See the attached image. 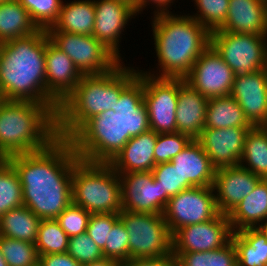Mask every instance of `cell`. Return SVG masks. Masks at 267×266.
<instances>
[{
    "label": "cell",
    "instance_id": "6da1fadb",
    "mask_svg": "<svg viewBox=\"0 0 267 266\" xmlns=\"http://www.w3.org/2000/svg\"><path fill=\"white\" fill-rule=\"evenodd\" d=\"M22 185L23 205L42 219H56L72 202V175L80 160L69 139L6 159Z\"/></svg>",
    "mask_w": 267,
    "mask_h": 266
},
{
    "label": "cell",
    "instance_id": "7a4b0ae2",
    "mask_svg": "<svg viewBox=\"0 0 267 266\" xmlns=\"http://www.w3.org/2000/svg\"><path fill=\"white\" fill-rule=\"evenodd\" d=\"M143 70L120 93L113 110L88 119L70 138L80 160L109 163L135 136L150 129L143 100Z\"/></svg>",
    "mask_w": 267,
    "mask_h": 266
},
{
    "label": "cell",
    "instance_id": "3957f363",
    "mask_svg": "<svg viewBox=\"0 0 267 266\" xmlns=\"http://www.w3.org/2000/svg\"><path fill=\"white\" fill-rule=\"evenodd\" d=\"M46 30L0 43L3 100L58 105L46 92Z\"/></svg>",
    "mask_w": 267,
    "mask_h": 266
},
{
    "label": "cell",
    "instance_id": "277c9868",
    "mask_svg": "<svg viewBox=\"0 0 267 266\" xmlns=\"http://www.w3.org/2000/svg\"><path fill=\"white\" fill-rule=\"evenodd\" d=\"M190 14L153 15L152 30L159 70L157 78H185L200 55L210 46V32ZM155 74V75H154ZM159 74V75H158Z\"/></svg>",
    "mask_w": 267,
    "mask_h": 266
},
{
    "label": "cell",
    "instance_id": "5b68a950",
    "mask_svg": "<svg viewBox=\"0 0 267 266\" xmlns=\"http://www.w3.org/2000/svg\"><path fill=\"white\" fill-rule=\"evenodd\" d=\"M120 61L110 71L99 75H83L75 89L59 105L57 131L69 139L88 119L113 110L120 93L138 76V70Z\"/></svg>",
    "mask_w": 267,
    "mask_h": 266
},
{
    "label": "cell",
    "instance_id": "8992f818",
    "mask_svg": "<svg viewBox=\"0 0 267 266\" xmlns=\"http://www.w3.org/2000/svg\"><path fill=\"white\" fill-rule=\"evenodd\" d=\"M58 108L59 105L3 100L0 103V159L49 147L59 138Z\"/></svg>",
    "mask_w": 267,
    "mask_h": 266
},
{
    "label": "cell",
    "instance_id": "52a82bcc",
    "mask_svg": "<svg viewBox=\"0 0 267 266\" xmlns=\"http://www.w3.org/2000/svg\"><path fill=\"white\" fill-rule=\"evenodd\" d=\"M73 203L91 214L123 210L119 174L108 163L79 160L72 175Z\"/></svg>",
    "mask_w": 267,
    "mask_h": 266
},
{
    "label": "cell",
    "instance_id": "ba28073f",
    "mask_svg": "<svg viewBox=\"0 0 267 266\" xmlns=\"http://www.w3.org/2000/svg\"><path fill=\"white\" fill-rule=\"evenodd\" d=\"M119 219L129 235V260L172 254V234L163 214L122 210Z\"/></svg>",
    "mask_w": 267,
    "mask_h": 266
},
{
    "label": "cell",
    "instance_id": "9c48e42d",
    "mask_svg": "<svg viewBox=\"0 0 267 266\" xmlns=\"http://www.w3.org/2000/svg\"><path fill=\"white\" fill-rule=\"evenodd\" d=\"M210 45L235 75L267 68V35L216 30L210 34Z\"/></svg>",
    "mask_w": 267,
    "mask_h": 266
},
{
    "label": "cell",
    "instance_id": "30bf717a",
    "mask_svg": "<svg viewBox=\"0 0 267 266\" xmlns=\"http://www.w3.org/2000/svg\"><path fill=\"white\" fill-rule=\"evenodd\" d=\"M50 40L76 65L82 75H99L113 69L120 60L93 35L47 31Z\"/></svg>",
    "mask_w": 267,
    "mask_h": 266
},
{
    "label": "cell",
    "instance_id": "8fae6325",
    "mask_svg": "<svg viewBox=\"0 0 267 266\" xmlns=\"http://www.w3.org/2000/svg\"><path fill=\"white\" fill-rule=\"evenodd\" d=\"M219 214L213 186L191 187L169 198L163 212L167 226L176 230L214 219Z\"/></svg>",
    "mask_w": 267,
    "mask_h": 266
},
{
    "label": "cell",
    "instance_id": "7c38bea8",
    "mask_svg": "<svg viewBox=\"0 0 267 266\" xmlns=\"http://www.w3.org/2000/svg\"><path fill=\"white\" fill-rule=\"evenodd\" d=\"M143 85L150 129L155 133H176L178 78H157L143 72Z\"/></svg>",
    "mask_w": 267,
    "mask_h": 266
},
{
    "label": "cell",
    "instance_id": "4fadbf2b",
    "mask_svg": "<svg viewBox=\"0 0 267 266\" xmlns=\"http://www.w3.org/2000/svg\"><path fill=\"white\" fill-rule=\"evenodd\" d=\"M235 74L210 45L184 78L193 89L207 99L230 95Z\"/></svg>",
    "mask_w": 267,
    "mask_h": 266
},
{
    "label": "cell",
    "instance_id": "5bb4252c",
    "mask_svg": "<svg viewBox=\"0 0 267 266\" xmlns=\"http://www.w3.org/2000/svg\"><path fill=\"white\" fill-rule=\"evenodd\" d=\"M233 230L228 216L219 213L204 223L188 225L172 234V252L210 251L227 245Z\"/></svg>",
    "mask_w": 267,
    "mask_h": 266
},
{
    "label": "cell",
    "instance_id": "9a60e30c",
    "mask_svg": "<svg viewBox=\"0 0 267 266\" xmlns=\"http://www.w3.org/2000/svg\"><path fill=\"white\" fill-rule=\"evenodd\" d=\"M94 4L95 23L92 35L122 61L119 41L126 24L137 13L133 7L119 0H94Z\"/></svg>",
    "mask_w": 267,
    "mask_h": 266
},
{
    "label": "cell",
    "instance_id": "2e32d148",
    "mask_svg": "<svg viewBox=\"0 0 267 266\" xmlns=\"http://www.w3.org/2000/svg\"><path fill=\"white\" fill-rule=\"evenodd\" d=\"M252 127L204 128L196 139L216 168L238 166L247 132Z\"/></svg>",
    "mask_w": 267,
    "mask_h": 266
},
{
    "label": "cell",
    "instance_id": "e0dca14e",
    "mask_svg": "<svg viewBox=\"0 0 267 266\" xmlns=\"http://www.w3.org/2000/svg\"><path fill=\"white\" fill-rule=\"evenodd\" d=\"M230 96L253 127L263 126L267 121V68L235 75Z\"/></svg>",
    "mask_w": 267,
    "mask_h": 266
},
{
    "label": "cell",
    "instance_id": "ac0fdd59",
    "mask_svg": "<svg viewBox=\"0 0 267 266\" xmlns=\"http://www.w3.org/2000/svg\"><path fill=\"white\" fill-rule=\"evenodd\" d=\"M118 174L123 210L161 214V188L152 172Z\"/></svg>",
    "mask_w": 267,
    "mask_h": 266
},
{
    "label": "cell",
    "instance_id": "d6986e66",
    "mask_svg": "<svg viewBox=\"0 0 267 266\" xmlns=\"http://www.w3.org/2000/svg\"><path fill=\"white\" fill-rule=\"evenodd\" d=\"M46 92L60 105L79 84L83 75L74 62L49 38L46 31Z\"/></svg>",
    "mask_w": 267,
    "mask_h": 266
},
{
    "label": "cell",
    "instance_id": "ffe728a7",
    "mask_svg": "<svg viewBox=\"0 0 267 266\" xmlns=\"http://www.w3.org/2000/svg\"><path fill=\"white\" fill-rule=\"evenodd\" d=\"M260 180L240 165L216 169L213 188L219 213L228 215Z\"/></svg>",
    "mask_w": 267,
    "mask_h": 266
},
{
    "label": "cell",
    "instance_id": "44dd1931",
    "mask_svg": "<svg viewBox=\"0 0 267 266\" xmlns=\"http://www.w3.org/2000/svg\"><path fill=\"white\" fill-rule=\"evenodd\" d=\"M170 162L180 173L182 186L185 189L213 186L216 168L196 139H193Z\"/></svg>",
    "mask_w": 267,
    "mask_h": 266
},
{
    "label": "cell",
    "instance_id": "7402d4cb",
    "mask_svg": "<svg viewBox=\"0 0 267 266\" xmlns=\"http://www.w3.org/2000/svg\"><path fill=\"white\" fill-rule=\"evenodd\" d=\"M208 100L184 78H178L177 132L197 139L205 128Z\"/></svg>",
    "mask_w": 267,
    "mask_h": 266
},
{
    "label": "cell",
    "instance_id": "603a6c76",
    "mask_svg": "<svg viewBox=\"0 0 267 266\" xmlns=\"http://www.w3.org/2000/svg\"><path fill=\"white\" fill-rule=\"evenodd\" d=\"M157 133L149 129L132 137L108 163L117 173L152 172Z\"/></svg>",
    "mask_w": 267,
    "mask_h": 266
},
{
    "label": "cell",
    "instance_id": "cb8c5ba5",
    "mask_svg": "<svg viewBox=\"0 0 267 266\" xmlns=\"http://www.w3.org/2000/svg\"><path fill=\"white\" fill-rule=\"evenodd\" d=\"M218 30L267 35V3L261 0H229L226 20Z\"/></svg>",
    "mask_w": 267,
    "mask_h": 266
},
{
    "label": "cell",
    "instance_id": "d4e9b609",
    "mask_svg": "<svg viewBox=\"0 0 267 266\" xmlns=\"http://www.w3.org/2000/svg\"><path fill=\"white\" fill-rule=\"evenodd\" d=\"M227 216L233 232L259 227L267 219V179H261Z\"/></svg>",
    "mask_w": 267,
    "mask_h": 266
},
{
    "label": "cell",
    "instance_id": "484cf974",
    "mask_svg": "<svg viewBox=\"0 0 267 266\" xmlns=\"http://www.w3.org/2000/svg\"><path fill=\"white\" fill-rule=\"evenodd\" d=\"M95 23L94 0H74L62 3L56 23L47 31H63L92 35Z\"/></svg>",
    "mask_w": 267,
    "mask_h": 266
},
{
    "label": "cell",
    "instance_id": "4316f807",
    "mask_svg": "<svg viewBox=\"0 0 267 266\" xmlns=\"http://www.w3.org/2000/svg\"><path fill=\"white\" fill-rule=\"evenodd\" d=\"M238 266H267V234L259 227L233 232Z\"/></svg>",
    "mask_w": 267,
    "mask_h": 266
},
{
    "label": "cell",
    "instance_id": "83f0119b",
    "mask_svg": "<svg viewBox=\"0 0 267 266\" xmlns=\"http://www.w3.org/2000/svg\"><path fill=\"white\" fill-rule=\"evenodd\" d=\"M38 30L18 0L0 2V43L29 36Z\"/></svg>",
    "mask_w": 267,
    "mask_h": 266
},
{
    "label": "cell",
    "instance_id": "f1b7e54d",
    "mask_svg": "<svg viewBox=\"0 0 267 266\" xmlns=\"http://www.w3.org/2000/svg\"><path fill=\"white\" fill-rule=\"evenodd\" d=\"M253 127L238 102L230 95L208 100L205 128Z\"/></svg>",
    "mask_w": 267,
    "mask_h": 266
},
{
    "label": "cell",
    "instance_id": "f546056e",
    "mask_svg": "<svg viewBox=\"0 0 267 266\" xmlns=\"http://www.w3.org/2000/svg\"><path fill=\"white\" fill-rule=\"evenodd\" d=\"M41 219L26 206L11 209L0 217V236L36 243Z\"/></svg>",
    "mask_w": 267,
    "mask_h": 266
},
{
    "label": "cell",
    "instance_id": "4dcf8cb0",
    "mask_svg": "<svg viewBox=\"0 0 267 266\" xmlns=\"http://www.w3.org/2000/svg\"><path fill=\"white\" fill-rule=\"evenodd\" d=\"M239 165L267 179V131L262 126L252 127L247 132Z\"/></svg>",
    "mask_w": 267,
    "mask_h": 266
},
{
    "label": "cell",
    "instance_id": "1f68e13d",
    "mask_svg": "<svg viewBox=\"0 0 267 266\" xmlns=\"http://www.w3.org/2000/svg\"><path fill=\"white\" fill-rule=\"evenodd\" d=\"M176 266H238L237 252L232 240L215 250L172 252Z\"/></svg>",
    "mask_w": 267,
    "mask_h": 266
},
{
    "label": "cell",
    "instance_id": "d6a6232c",
    "mask_svg": "<svg viewBox=\"0 0 267 266\" xmlns=\"http://www.w3.org/2000/svg\"><path fill=\"white\" fill-rule=\"evenodd\" d=\"M21 206L23 195L19 176L6 159H0V217Z\"/></svg>",
    "mask_w": 267,
    "mask_h": 266
},
{
    "label": "cell",
    "instance_id": "836d02e7",
    "mask_svg": "<svg viewBox=\"0 0 267 266\" xmlns=\"http://www.w3.org/2000/svg\"><path fill=\"white\" fill-rule=\"evenodd\" d=\"M69 237L56 219H42L38 227L35 243L38 256L65 253L68 250Z\"/></svg>",
    "mask_w": 267,
    "mask_h": 266
},
{
    "label": "cell",
    "instance_id": "e575fe53",
    "mask_svg": "<svg viewBox=\"0 0 267 266\" xmlns=\"http://www.w3.org/2000/svg\"><path fill=\"white\" fill-rule=\"evenodd\" d=\"M0 251L8 266H37L39 262L32 242L0 236Z\"/></svg>",
    "mask_w": 267,
    "mask_h": 266
},
{
    "label": "cell",
    "instance_id": "d590c367",
    "mask_svg": "<svg viewBox=\"0 0 267 266\" xmlns=\"http://www.w3.org/2000/svg\"><path fill=\"white\" fill-rule=\"evenodd\" d=\"M28 11L33 23L41 30H48L57 21L63 0H18Z\"/></svg>",
    "mask_w": 267,
    "mask_h": 266
},
{
    "label": "cell",
    "instance_id": "8d00e7d4",
    "mask_svg": "<svg viewBox=\"0 0 267 266\" xmlns=\"http://www.w3.org/2000/svg\"><path fill=\"white\" fill-rule=\"evenodd\" d=\"M198 10L190 15L202 24L210 33L218 30L225 22L229 0H193Z\"/></svg>",
    "mask_w": 267,
    "mask_h": 266
},
{
    "label": "cell",
    "instance_id": "74e56055",
    "mask_svg": "<svg viewBox=\"0 0 267 266\" xmlns=\"http://www.w3.org/2000/svg\"><path fill=\"white\" fill-rule=\"evenodd\" d=\"M152 174L161 188V214H163L169 198L185 188L182 186L180 173L171 162L155 165Z\"/></svg>",
    "mask_w": 267,
    "mask_h": 266
},
{
    "label": "cell",
    "instance_id": "f35d334b",
    "mask_svg": "<svg viewBox=\"0 0 267 266\" xmlns=\"http://www.w3.org/2000/svg\"><path fill=\"white\" fill-rule=\"evenodd\" d=\"M193 139L179 132L157 133V141L154 149L155 165L170 162Z\"/></svg>",
    "mask_w": 267,
    "mask_h": 266
},
{
    "label": "cell",
    "instance_id": "ab89813d",
    "mask_svg": "<svg viewBox=\"0 0 267 266\" xmlns=\"http://www.w3.org/2000/svg\"><path fill=\"white\" fill-rule=\"evenodd\" d=\"M128 232L119 219L109 231L102 250L104 258L115 260L120 264L129 260Z\"/></svg>",
    "mask_w": 267,
    "mask_h": 266
},
{
    "label": "cell",
    "instance_id": "60d3db41",
    "mask_svg": "<svg viewBox=\"0 0 267 266\" xmlns=\"http://www.w3.org/2000/svg\"><path fill=\"white\" fill-rule=\"evenodd\" d=\"M67 253L81 265L104 258L102 249L86 232L69 238Z\"/></svg>",
    "mask_w": 267,
    "mask_h": 266
},
{
    "label": "cell",
    "instance_id": "b9f144b4",
    "mask_svg": "<svg viewBox=\"0 0 267 266\" xmlns=\"http://www.w3.org/2000/svg\"><path fill=\"white\" fill-rule=\"evenodd\" d=\"M91 213L73 202L56 218L69 238L85 233Z\"/></svg>",
    "mask_w": 267,
    "mask_h": 266
},
{
    "label": "cell",
    "instance_id": "7bdbcfd3",
    "mask_svg": "<svg viewBox=\"0 0 267 266\" xmlns=\"http://www.w3.org/2000/svg\"><path fill=\"white\" fill-rule=\"evenodd\" d=\"M118 220L119 213L91 214L86 233L103 250L109 231Z\"/></svg>",
    "mask_w": 267,
    "mask_h": 266
},
{
    "label": "cell",
    "instance_id": "ee69618b",
    "mask_svg": "<svg viewBox=\"0 0 267 266\" xmlns=\"http://www.w3.org/2000/svg\"><path fill=\"white\" fill-rule=\"evenodd\" d=\"M39 266H82L67 252L39 256Z\"/></svg>",
    "mask_w": 267,
    "mask_h": 266
},
{
    "label": "cell",
    "instance_id": "f6af8a7d",
    "mask_svg": "<svg viewBox=\"0 0 267 266\" xmlns=\"http://www.w3.org/2000/svg\"><path fill=\"white\" fill-rule=\"evenodd\" d=\"M120 266H176V258L169 254L157 258L130 259Z\"/></svg>",
    "mask_w": 267,
    "mask_h": 266
},
{
    "label": "cell",
    "instance_id": "bcb514c9",
    "mask_svg": "<svg viewBox=\"0 0 267 266\" xmlns=\"http://www.w3.org/2000/svg\"><path fill=\"white\" fill-rule=\"evenodd\" d=\"M174 0H138V14L143 12L145 8L151 4L155 5V11L153 14H160V13H168L171 7V3H173Z\"/></svg>",
    "mask_w": 267,
    "mask_h": 266
},
{
    "label": "cell",
    "instance_id": "7dc6e473",
    "mask_svg": "<svg viewBox=\"0 0 267 266\" xmlns=\"http://www.w3.org/2000/svg\"><path fill=\"white\" fill-rule=\"evenodd\" d=\"M82 266H120V263L115 260L102 258L101 260L94 261L92 263H87Z\"/></svg>",
    "mask_w": 267,
    "mask_h": 266
},
{
    "label": "cell",
    "instance_id": "c3c4849f",
    "mask_svg": "<svg viewBox=\"0 0 267 266\" xmlns=\"http://www.w3.org/2000/svg\"><path fill=\"white\" fill-rule=\"evenodd\" d=\"M133 7L138 15V0H119Z\"/></svg>",
    "mask_w": 267,
    "mask_h": 266
},
{
    "label": "cell",
    "instance_id": "681fc988",
    "mask_svg": "<svg viewBox=\"0 0 267 266\" xmlns=\"http://www.w3.org/2000/svg\"><path fill=\"white\" fill-rule=\"evenodd\" d=\"M267 234V219L259 226Z\"/></svg>",
    "mask_w": 267,
    "mask_h": 266
},
{
    "label": "cell",
    "instance_id": "f907efd6",
    "mask_svg": "<svg viewBox=\"0 0 267 266\" xmlns=\"http://www.w3.org/2000/svg\"><path fill=\"white\" fill-rule=\"evenodd\" d=\"M0 266H8L7 262L5 261L1 251H0Z\"/></svg>",
    "mask_w": 267,
    "mask_h": 266
},
{
    "label": "cell",
    "instance_id": "816d5d0a",
    "mask_svg": "<svg viewBox=\"0 0 267 266\" xmlns=\"http://www.w3.org/2000/svg\"><path fill=\"white\" fill-rule=\"evenodd\" d=\"M262 127L267 131V121L265 122V124Z\"/></svg>",
    "mask_w": 267,
    "mask_h": 266
},
{
    "label": "cell",
    "instance_id": "f5cc1de1",
    "mask_svg": "<svg viewBox=\"0 0 267 266\" xmlns=\"http://www.w3.org/2000/svg\"><path fill=\"white\" fill-rule=\"evenodd\" d=\"M3 101V98H2V96H1V94H0V103Z\"/></svg>",
    "mask_w": 267,
    "mask_h": 266
}]
</instances>
